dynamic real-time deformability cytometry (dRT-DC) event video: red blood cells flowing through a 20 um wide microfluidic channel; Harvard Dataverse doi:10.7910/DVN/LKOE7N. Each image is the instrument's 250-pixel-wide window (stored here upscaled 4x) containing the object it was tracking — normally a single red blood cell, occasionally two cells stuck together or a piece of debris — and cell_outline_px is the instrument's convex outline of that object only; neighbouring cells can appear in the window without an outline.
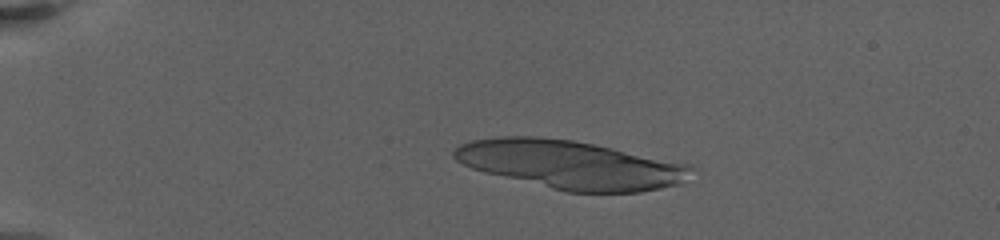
{"species": "human", "species_latin": "Homo sapiens", "temperature_condition": "warm", "stored_images_in_passage": 26, "camera_frame_rate_fps": 3000, "um_per_image_px": 0.085, "donor": {"sex": "female"}, "frame": {"image": 1, "passage_image": 17, "time_ms": 4.667, "image_size_px": [1000, 240], "cell_outline_px": [[696, 168], [680, 184], [640, 192], [564, 192], [484, 172], [472, 168], [456, 160], [452, 156], [452, 152], [460, 144], [472, 140], [504, 136], [536, 136], [572, 140], [692, 164]], "centroid_in_image_um": [48.51, 14.0], "position_along_channel_um": 36.5, "area_um2": 66.87}}